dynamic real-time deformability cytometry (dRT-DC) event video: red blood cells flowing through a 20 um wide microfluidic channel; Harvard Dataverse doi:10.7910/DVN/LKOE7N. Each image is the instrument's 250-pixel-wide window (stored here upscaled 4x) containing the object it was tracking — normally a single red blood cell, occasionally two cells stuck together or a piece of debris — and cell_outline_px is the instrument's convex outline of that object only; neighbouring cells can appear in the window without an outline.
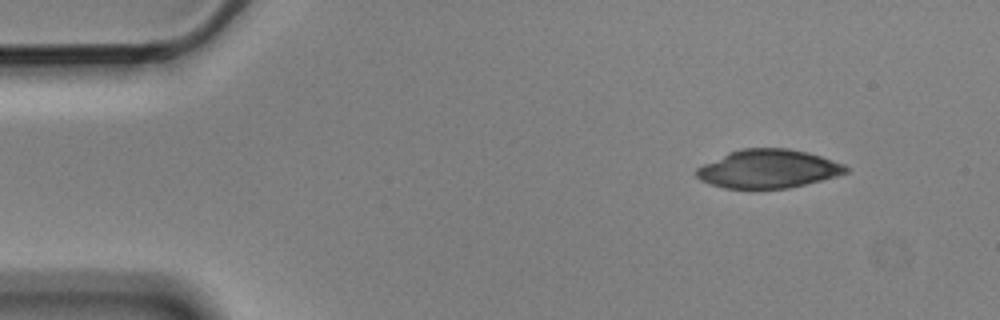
{"species": "Egyptian fruit bat (a non-hibernating species)", "species_latin": "Rousettus aegyptiacus", "temperature_condition": "cold", "stored_images_in_passage": 3, "camera_frame_rate_fps": 3000, "um_per_image_px": 0.085, "animal": {"sex": "male"}, "frame": {"image": 1, "passage_image": 1, "time_ms": 0.0, "image_size_px": [1000, 320], "cell_outline_px": [[848, 172], [836, 176], [788, 188], [724, 188], [700, 180], [696, 176], [696, 168], [728, 152], [740, 148], [788, 148], [808, 152], [844, 164], [848, 168]], "centroid_in_image_um": [65.28, 14.34], "position_along_channel_um": 19.7, "area_um2": 33.29}}